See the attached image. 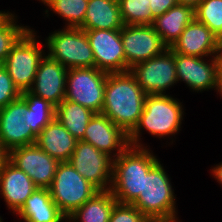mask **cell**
I'll use <instances>...</instances> for the list:
<instances>
[{
    "label": "cell",
    "instance_id": "cell-18",
    "mask_svg": "<svg viewBox=\"0 0 222 222\" xmlns=\"http://www.w3.org/2000/svg\"><path fill=\"white\" fill-rule=\"evenodd\" d=\"M170 49L174 53L189 56H218L219 38L203 23L194 19L185 27L179 39Z\"/></svg>",
    "mask_w": 222,
    "mask_h": 222
},
{
    "label": "cell",
    "instance_id": "cell-31",
    "mask_svg": "<svg viewBox=\"0 0 222 222\" xmlns=\"http://www.w3.org/2000/svg\"><path fill=\"white\" fill-rule=\"evenodd\" d=\"M109 222H151L132 204L116 203L112 209Z\"/></svg>",
    "mask_w": 222,
    "mask_h": 222
},
{
    "label": "cell",
    "instance_id": "cell-36",
    "mask_svg": "<svg viewBox=\"0 0 222 222\" xmlns=\"http://www.w3.org/2000/svg\"><path fill=\"white\" fill-rule=\"evenodd\" d=\"M202 0H177V3L180 5L191 7L195 10Z\"/></svg>",
    "mask_w": 222,
    "mask_h": 222
},
{
    "label": "cell",
    "instance_id": "cell-9",
    "mask_svg": "<svg viewBox=\"0 0 222 222\" xmlns=\"http://www.w3.org/2000/svg\"><path fill=\"white\" fill-rule=\"evenodd\" d=\"M130 72L147 95H164L165 90L178 82L174 52L170 48L160 55L135 64Z\"/></svg>",
    "mask_w": 222,
    "mask_h": 222
},
{
    "label": "cell",
    "instance_id": "cell-14",
    "mask_svg": "<svg viewBox=\"0 0 222 222\" xmlns=\"http://www.w3.org/2000/svg\"><path fill=\"white\" fill-rule=\"evenodd\" d=\"M26 101L20 96L0 109V143L10 150L36 144L37 136L25 123Z\"/></svg>",
    "mask_w": 222,
    "mask_h": 222
},
{
    "label": "cell",
    "instance_id": "cell-19",
    "mask_svg": "<svg viewBox=\"0 0 222 222\" xmlns=\"http://www.w3.org/2000/svg\"><path fill=\"white\" fill-rule=\"evenodd\" d=\"M38 188L33 180L9 160L0 172V194L7 207L17 213L25 204L27 198Z\"/></svg>",
    "mask_w": 222,
    "mask_h": 222
},
{
    "label": "cell",
    "instance_id": "cell-11",
    "mask_svg": "<svg viewBox=\"0 0 222 222\" xmlns=\"http://www.w3.org/2000/svg\"><path fill=\"white\" fill-rule=\"evenodd\" d=\"M93 51L95 67L106 73L130 71L126 64L121 30H84Z\"/></svg>",
    "mask_w": 222,
    "mask_h": 222
},
{
    "label": "cell",
    "instance_id": "cell-8",
    "mask_svg": "<svg viewBox=\"0 0 222 222\" xmlns=\"http://www.w3.org/2000/svg\"><path fill=\"white\" fill-rule=\"evenodd\" d=\"M107 75L96 67L68 69L65 99L101 113Z\"/></svg>",
    "mask_w": 222,
    "mask_h": 222
},
{
    "label": "cell",
    "instance_id": "cell-20",
    "mask_svg": "<svg viewBox=\"0 0 222 222\" xmlns=\"http://www.w3.org/2000/svg\"><path fill=\"white\" fill-rule=\"evenodd\" d=\"M70 132L54 118L37 136L36 144L59 162L69 161L77 144Z\"/></svg>",
    "mask_w": 222,
    "mask_h": 222
},
{
    "label": "cell",
    "instance_id": "cell-30",
    "mask_svg": "<svg viewBox=\"0 0 222 222\" xmlns=\"http://www.w3.org/2000/svg\"><path fill=\"white\" fill-rule=\"evenodd\" d=\"M195 19L219 39L222 37V0H202L194 10Z\"/></svg>",
    "mask_w": 222,
    "mask_h": 222
},
{
    "label": "cell",
    "instance_id": "cell-10",
    "mask_svg": "<svg viewBox=\"0 0 222 222\" xmlns=\"http://www.w3.org/2000/svg\"><path fill=\"white\" fill-rule=\"evenodd\" d=\"M112 158L90 143L78 141L69 163L99 191H108L113 176Z\"/></svg>",
    "mask_w": 222,
    "mask_h": 222
},
{
    "label": "cell",
    "instance_id": "cell-23",
    "mask_svg": "<svg viewBox=\"0 0 222 222\" xmlns=\"http://www.w3.org/2000/svg\"><path fill=\"white\" fill-rule=\"evenodd\" d=\"M118 0H89L82 30H121Z\"/></svg>",
    "mask_w": 222,
    "mask_h": 222
},
{
    "label": "cell",
    "instance_id": "cell-16",
    "mask_svg": "<svg viewBox=\"0 0 222 222\" xmlns=\"http://www.w3.org/2000/svg\"><path fill=\"white\" fill-rule=\"evenodd\" d=\"M83 141L111 157L112 151L117 150L113 159L130 146L128 135L102 113L93 115L85 130Z\"/></svg>",
    "mask_w": 222,
    "mask_h": 222
},
{
    "label": "cell",
    "instance_id": "cell-22",
    "mask_svg": "<svg viewBox=\"0 0 222 222\" xmlns=\"http://www.w3.org/2000/svg\"><path fill=\"white\" fill-rule=\"evenodd\" d=\"M194 19L195 14L191 7L177 4L155 17L152 26L167 48H171L185 27Z\"/></svg>",
    "mask_w": 222,
    "mask_h": 222
},
{
    "label": "cell",
    "instance_id": "cell-35",
    "mask_svg": "<svg viewBox=\"0 0 222 222\" xmlns=\"http://www.w3.org/2000/svg\"><path fill=\"white\" fill-rule=\"evenodd\" d=\"M219 93L222 95V62H219V67L217 70V79H216V88Z\"/></svg>",
    "mask_w": 222,
    "mask_h": 222
},
{
    "label": "cell",
    "instance_id": "cell-32",
    "mask_svg": "<svg viewBox=\"0 0 222 222\" xmlns=\"http://www.w3.org/2000/svg\"><path fill=\"white\" fill-rule=\"evenodd\" d=\"M21 96L6 68L0 65V109Z\"/></svg>",
    "mask_w": 222,
    "mask_h": 222
},
{
    "label": "cell",
    "instance_id": "cell-34",
    "mask_svg": "<svg viewBox=\"0 0 222 222\" xmlns=\"http://www.w3.org/2000/svg\"><path fill=\"white\" fill-rule=\"evenodd\" d=\"M9 160V152L0 143V172L4 167L5 163Z\"/></svg>",
    "mask_w": 222,
    "mask_h": 222
},
{
    "label": "cell",
    "instance_id": "cell-13",
    "mask_svg": "<svg viewBox=\"0 0 222 222\" xmlns=\"http://www.w3.org/2000/svg\"><path fill=\"white\" fill-rule=\"evenodd\" d=\"M9 161L24 171L38 188H49L60 163L37 144L16 147L9 151Z\"/></svg>",
    "mask_w": 222,
    "mask_h": 222
},
{
    "label": "cell",
    "instance_id": "cell-25",
    "mask_svg": "<svg viewBox=\"0 0 222 222\" xmlns=\"http://www.w3.org/2000/svg\"><path fill=\"white\" fill-rule=\"evenodd\" d=\"M117 203L113 193L98 191L92 198L86 201L67 217L69 222L80 220V222H109L113 207Z\"/></svg>",
    "mask_w": 222,
    "mask_h": 222
},
{
    "label": "cell",
    "instance_id": "cell-3",
    "mask_svg": "<svg viewBox=\"0 0 222 222\" xmlns=\"http://www.w3.org/2000/svg\"><path fill=\"white\" fill-rule=\"evenodd\" d=\"M178 101L167 94L147 95L139 122L128 135L129 144L143 147L139 143L142 128L158 138L179 132L184 111Z\"/></svg>",
    "mask_w": 222,
    "mask_h": 222
},
{
    "label": "cell",
    "instance_id": "cell-37",
    "mask_svg": "<svg viewBox=\"0 0 222 222\" xmlns=\"http://www.w3.org/2000/svg\"><path fill=\"white\" fill-rule=\"evenodd\" d=\"M212 172L217 182L219 181L222 184V163L216 165V167L212 169Z\"/></svg>",
    "mask_w": 222,
    "mask_h": 222
},
{
    "label": "cell",
    "instance_id": "cell-12",
    "mask_svg": "<svg viewBox=\"0 0 222 222\" xmlns=\"http://www.w3.org/2000/svg\"><path fill=\"white\" fill-rule=\"evenodd\" d=\"M121 39L129 68L160 55L167 49L152 25H124L121 29Z\"/></svg>",
    "mask_w": 222,
    "mask_h": 222
},
{
    "label": "cell",
    "instance_id": "cell-21",
    "mask_svg": "<svg viewBox=\"0 0 222 222\" xmlns=\"http://www.w3.org/2000/svg\"><path fill=\"white\" fill-rule=\"evenodd\" d=\"M24 222H63L67 217L52 200L49 188H36L17 212Z\"/></svg>",
    "mask_w": 222,
    "mask_h": 222
},
{
    "label": "cell",
    "instance_id": "cell-4",
    "mask_svg": "<svg viewBox=\"0 0 222 222\" xmlns=\"http://www.w3.org/2000/svg\"><path fill=\"white\" fill-rule=\"evenodd\" d=\"M169 176L158 161L144 175L143 192L131 203L151 222H177L175 196Z\"/></svg>",
    "mask_w": 222,
    "mask_h": 222
},
{
    "label": "cell",
    "instance_id": "cell-15",
    "mask_svg": "<svg viewBox=\"0 0 222 222\" xmlns=\"http://www.w3.org/2000/svg\"><path fill=\"white\" fill-rule=\"evenodd\" d=\"M68 69L57 60L44 55L37 68L32 87V94L48 100L55 107L66 96V77Z\"/></svg>",
    "mask_w": 222,
    "mask_h": 222
},
{
    "label": "cell",
    "instance_id": "cell-5",
    "mask_svg": "<svg viewBox=\"0 0 222 222\" xmlns=\"http://www.w3.org/2000/svg\"><path fill=\"white\" fill-rule=\"evenodd\" d=\"M49 191L52 200L68 217L99 190L81 176L69 161L60 162Z\"/></svg>",
    "mask_w": 222,
    "mask_h": 222
},
{
    "label": "cell",
    "instance_id": "cell-38",
    "mask_svg": "<svg viewBox=\"0 0 222 222\" xmlns=\"http://www.w3.org/2000/svg\"><path fill=\"white\" fill-rule=\"evenodd\" d=\"M219 60L222 62V37L219 39Z\"/></svg>",
    "mask_w": 222,
    "mask_h": 222
},
{
    "label": "cell",
    "instance_id": "cell-6",
    "mask_svg": "<svg viewBox=\"0 0 222 222\" xmlns=\"http://www.w3.org/2000/svg\"><path fill=\"white\" fill-rule=\"evenodd\" d=\"M50 58L67 69L95 67L88 36L81 28L66 27L54 31L46 40Z\"/></svg>",
    "mask_w": 222,
    "mask_h": 222
},
{
    "label": "cell",
    "instance_id": "cell-24",
    "mask_svg": "<svg viewBox=\"0 0 222 222\" xmlns=\"http://www.w3.org/2000/svg\"><path fill=\"white\" fill-rule=\"evenodd\" d=\"M94 114L90 109L66 99L55 107V118L77 141H83L87 125Z\"/></svg>",
    "mask_w": 222,
    "mask_h": 222
},
{
    "label": "cell",
    "instance_id": "cell-7",
    "mask_svg": "<svg viewBox=\"0 0 222 222\" xmlns=\"http://www.w3.org/2000/svg\"><path fill=\"white\" fill-rule=\"evenodd\" d=\"M35 36L34 30L29 29L11 48L2 64L21 93L32 87L39 63L45 55Z\"/></svg>",
    "mask_w": 222,
    "mask_h": 222
},
{
    "label": "cell",
    "instance_id": "cell-29",
    "mask_svg": "<svg viewBox=\"0 0 222 222\" xmlns=\"http://www.w3.org/2000/svg\"><path fill=\"white\" fill-rule=\"evenodd\" d=\"M119 10L124 25H152L149 0H118Z\"/></svg>",
    "mask_w": 222,
    "mask_h": 222
},
{
    "label": "cell",
    "instance_id": "cell-28",
    "mask_svg": "<svg viewBox=\"0 0 222 222\" xmlns=\"http://www.w3.org/2000/svg\"><path fill=\"white\" fill-rule=\"evenodd\" d=\"M88 1L44 0L43 3L68 22L65 27L80 28L84 24Z\"/></svg>",
    "mask_w": 222,
    "mask_h": 222
},
{
    "label": "cell",
    "instance_id": "cell-1",
    "mask_svg": "<svg viewBox=\"0 0 222 222\" xmlns=\"http://www.w3.org/2000/svg\"><path fill=\"white\" fill-rule=\"evenodd\" d=\"M146 96L130 71L109 73L101 113L129 135L139 122Z\"/></svg>",
    "mask_w": 222,
    "mask_h": 222
},
{
    "label": "cell",
    "instance_id": "cell-2",
    "mask_svg": "<svg viewBox=\"0 0 222 222\" xmlns=\"http://www.w3.org/2000/svg\"><path fill=\"white\" fill-rule=\"evenodd\" d=\"M159 160L149 149L129 146L113 159V176L110 191L118 203L131 204L143 192L144 175Z\"/></svg>",
    "mask_w": 222,
    "mask_h": 222
},
{
    "label": "cell",
    "instance_id": "cell-27",
    "mask_svg": "<svg viewBox=\"0 0 222 222\" xmlns=\"http://www.w3.org/2000/svg\"><path fill=\"white\" fill-rule=\"evenodd\" d=\"M14 14L0 11V65L4 63L11 48L30 29L19 26Z\"/></svg>",
    "mask_w": 222,
    "mask_h": 222
},
{
    "label": "cell",
    "instance_id": "cell-26",
    "mask_svg": "<svg viewBox=\"0 0 222 222\" xmlns=\"http://www.w3.org/2000/svg\"><path fill=\"white\" fill-rule=\"evenodd\" d=\"M21 97L26 101L25 123L38 136L55 118V106L48 100L38 97L29 91H23Z\"/></svg>",
    "mask_w": 222,
    "mask_h": 222
},
{
    "label": "cell",
    "instance_id": "cell-33",
    "mask_svg": "<svg viewBox=\"0 0 222 222\" xmlns=\"http://www.w3.org/2000/svg\"><path fill=\"white\" fill-rule=\"evenodd\" d=\"M152 16L155 18L177 5V0H149Z\"/></svg>",
    "mask_w": 222,
    "mask_h": 222
},
{
    "label": "cell",
    "instance_id": "cell-17",
    "mask_svg": "<svg viewBox=\"0 0 222 222\" xmlns=\"http://www.w3.org/2000/svg\"><path fill=\"white\" fill-rule=\"evenodd\" d=\"M178 81H184L192 90L203 91L216 88L219 57L213 56L211 63L203 57L174 53Z\"/></svg>",
    "mask_w": 222,
    "mask_h": 222
}]
</instances>
